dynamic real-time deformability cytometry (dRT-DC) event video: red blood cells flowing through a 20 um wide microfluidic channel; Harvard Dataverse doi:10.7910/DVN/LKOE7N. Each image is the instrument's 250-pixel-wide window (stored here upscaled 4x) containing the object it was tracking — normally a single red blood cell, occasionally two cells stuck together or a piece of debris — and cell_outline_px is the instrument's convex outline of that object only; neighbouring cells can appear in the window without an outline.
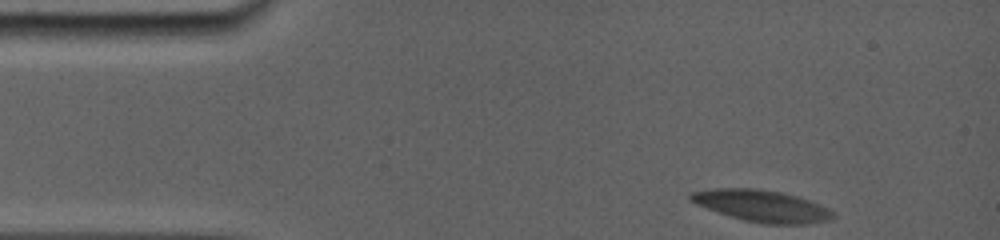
{"species": "common noctule bat (a hibernating species)", "species_latin": "Nyctalus noctula", "temperature_condition": "room temperature", "stored_images_in_passage": 28, "camera_frame_rate_fps": 5000, "um_per_image_px": 0.085, "animal": {"sex": "female", "body_mass_g": 19.0, "forearm_length_mm": 56.7}, "frame": {"image": 1, "passage_image": 1, "time_ms": 0.0, "image_size_px": [1000, 240], "cell_outline_px": [[836, 216], [832, 220], [804, 224], [760, 224], [744, 220], [716, 212], [696, 204], [688, 200], [688, 196], [692, 192], [716, 188], [756, 188], [780, 192], [796, 196], [808, 200], [828, 208]], "centroid_in_image_um": [64.74, 17.51], "position_along_channel_um": 20.3, "area_um2": 26.36}}
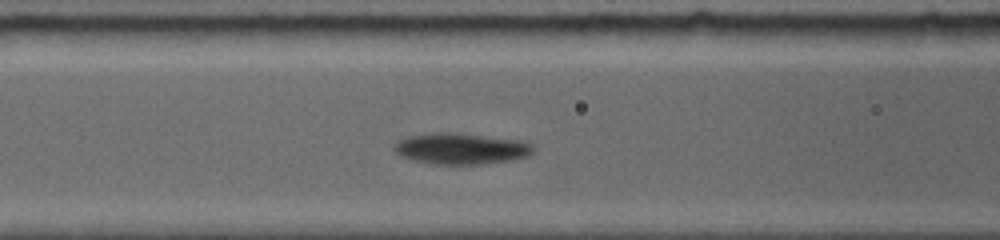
{"frame": {"image": 2, "passage_image": 19, "time_ms": 5.0, "image_size_px": [1000, 240], "cell_outline_px": [[536, 148], [528, 156], [512, 160], [484, 164], [432, 164], [400, 156], [392, 148], [404, 136], [432, 132], [456, 132], [520, 140], [532, 144]], "centroid_in_image_um": [39.19, 12.62], "position_along_channel_um": 127.4, "area_um2": 25.49}}
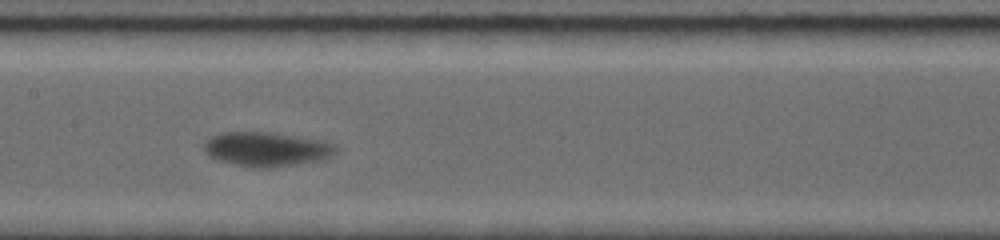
{"frame": {"image": 3, "passage_image": 27, "time_ms": 6.6, "image_size_px": [1000, 240], "cell_outline_px": [[336, 152], [320, 160], [272, 168], [256, 168], [216, 160], [204, 148], [204, 140], [212, 136], [224, 132], [268, 132], [324, 140], [332, 144], [336, 148]], "centroid_in_image_um": [22.64, 12.67], "position_along_channel_um": 184.8, "area_um2": 26.07}}